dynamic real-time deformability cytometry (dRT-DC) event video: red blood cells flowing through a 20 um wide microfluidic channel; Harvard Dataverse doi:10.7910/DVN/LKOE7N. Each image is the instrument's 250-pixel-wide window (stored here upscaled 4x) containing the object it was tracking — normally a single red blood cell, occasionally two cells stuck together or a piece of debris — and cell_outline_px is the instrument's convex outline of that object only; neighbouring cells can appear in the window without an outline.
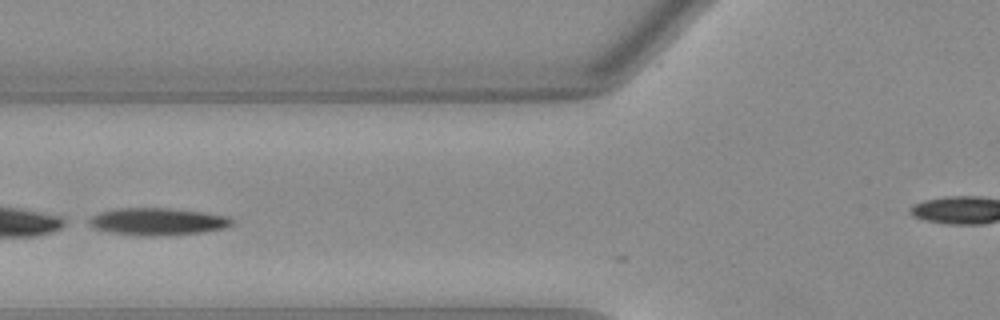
{"species": "Egyptian fruit bat (a non-hibernating species)", "species_latin": "Rousettus aegyptiacus", "temperature_condition": "warm", "stored_images_in_passage": 7, "camera_frame_rate_fps": 3000, "um_per_image_px": 0.085, "animal": {"sex": "female"}, "frame": {"image": 1, "passage_image": 2, "time_ms": 0.333, "image_size_px": [1000, 320], "cell_outline_px": [[232, 224], [224, 228], [204, 232], [160, 236], [140, 236], [112, 232], [92, 228], [88, 224], [88, 220], [92, 216], [100, 212], [116, 208], [168, 208], [204, 212], [228, 216], [232, 220]], "centroid_in_image_um": [13.38, 18.83], "position_along_channel_um": 112.4, "area_um2": 22.77}}
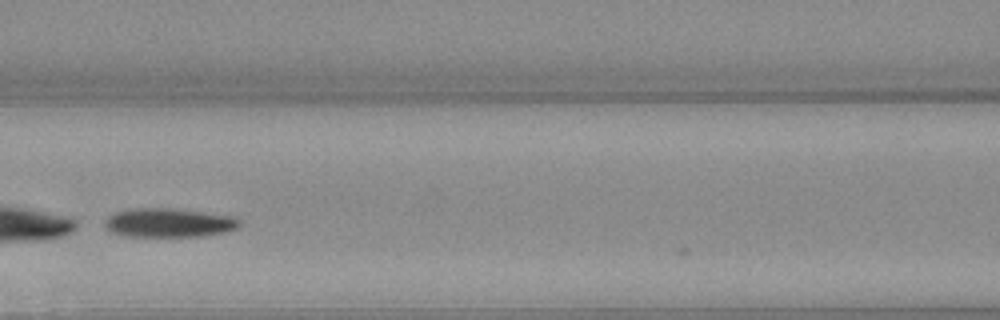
{"frame": {"image": 2, "passage_image": 5, "time_ms": 1.333, "image_size_px": [1000, 320], "cell_outline_px": [[240, 224], [236, 228], [224, 232], [204, 236], [124, 236], [112, 232], [104, 228], [104, 220], [108, 216], [116, 212], [136, 208], [168, 208], [232, 216], [240, 220]], "centroid_in_image_um": [14.3, 18.94], "position_along_channel_um": 152.3, "area_um2": 22.54}}